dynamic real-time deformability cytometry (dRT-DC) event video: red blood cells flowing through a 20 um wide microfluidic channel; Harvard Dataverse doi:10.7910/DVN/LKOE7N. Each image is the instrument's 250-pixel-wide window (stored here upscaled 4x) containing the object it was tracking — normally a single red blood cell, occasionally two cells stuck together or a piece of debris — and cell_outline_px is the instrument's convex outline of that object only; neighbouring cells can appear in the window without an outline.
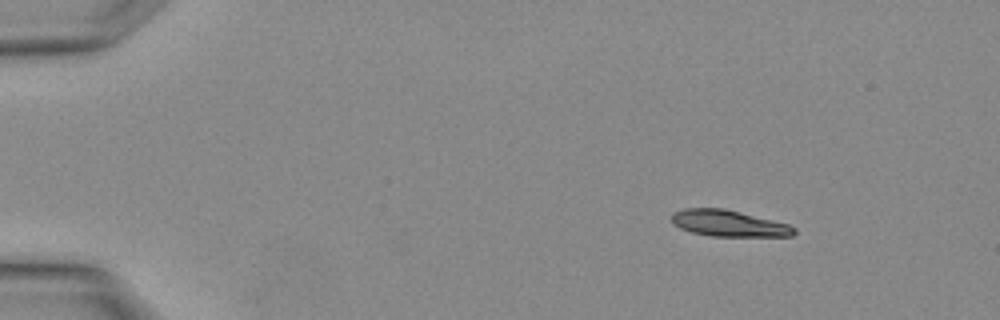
{"species": "Egyptian fruit bat (a non-hibernating species)", "species_latin": "Rousettus aegyptiacus", "temperature_condition": "warm", "stored_images_in_passage": 2, "camera_frame_rate_fps": 3000, "um_per_image_px": 0.085, "animal": {"sex": "female"}, "frame": {"image": 1, "passage_image": 1, "time_ms": 0.0, "image_size_px": [1000, 320], "cell_outline_px": [[796, 232], [792, 236], [712, 236], [692, 232], [680, 228], [672, 220], [672, 212], [684, 208], [724, 208], [788, 224], [796, 228]], "centroid_in_image_um": [61.94, 18.98], "position_along_channel_um": 23.1, "area_um2": 18.61}}